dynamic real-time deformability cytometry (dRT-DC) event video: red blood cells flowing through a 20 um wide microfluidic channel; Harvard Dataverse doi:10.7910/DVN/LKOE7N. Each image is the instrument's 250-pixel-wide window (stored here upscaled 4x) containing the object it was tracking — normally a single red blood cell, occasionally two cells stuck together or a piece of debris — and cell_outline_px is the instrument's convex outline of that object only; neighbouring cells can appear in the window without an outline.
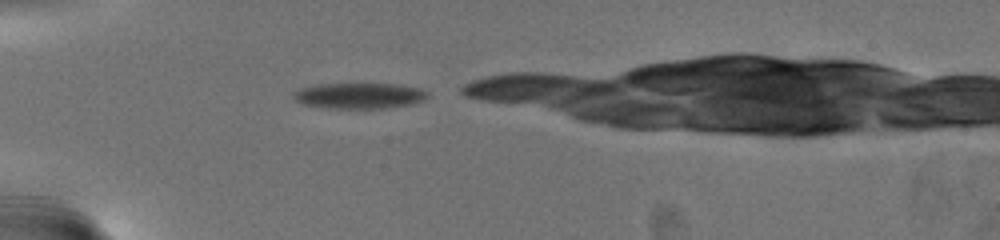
{"species": "common noctule bat (a hibernating species)", "species_latin": "Nyctalus noctula", "temperature_condition": "warm", "stored_images_in_passage": 38, "camera_frame_rate_fps": 3000, "um_per_image_px": 0.085, "animal": {"sex": "female", "body_mass_g": 19.5, "forearm_length_mm": 54.1}, "frame": {"image": 1, "passage_image": 1, "time_ms": 0.0, "image_size_px": [1000, 240], "cell_outline_px": [[428, 96], [424, 100], [412, 104], [388, 108], [328, 108], [300, 104], [292, 96], [292, 92], [300, 88], [320, 84], [396, 84], [420, 88], [428, 92]], "centroid_in_image_um": [30.53, 8.14], "position_along_channel_um": 54.5, "area_um2": 20.23}}
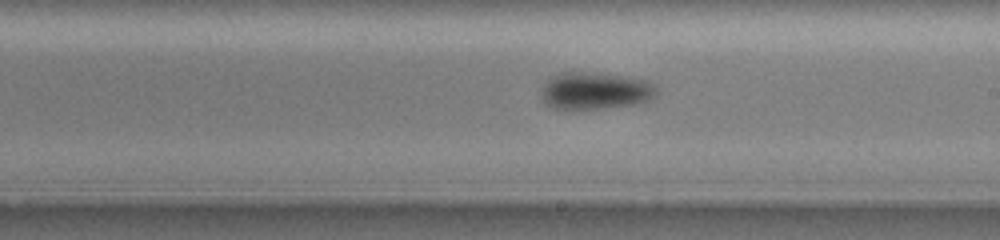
{"frame": {"image": 2, "passage_image": 21, "time_ms": 6.667, "image_size_px": [1000, 240], "cell_outline_px": [[656, 96], [648, 100], [636, 104], [604, 108], [552, 108], [544, 104], [540, 96], [540, 88], [552, 76], [564, 72], [592, 72], [648, 80], [656, 88]], "centroid_in_image_um": [50.55, 7.71], "position_along_channel_um": 238.5, "area_um2": 24.91}}
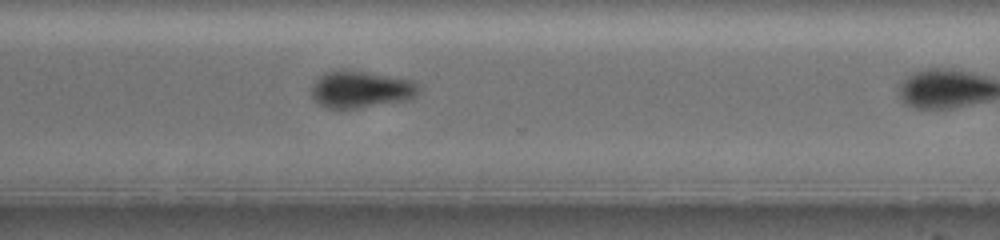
{"frame": {"image": 3, "passage_image": 31, "time_ms": 10.0, "image_size_px": [1000, 240], "cell_outline_px": [[420, 92], [408, 100], [356, 108], [328, 108], [312, 100], [312, 84], [320, 76], [328, 72], [352, 68], [412, 80], [420, 88]], "centroid_in_image_um": [30.67, 7.58], "position_along_channel_um": 339.9, "area_um2": 23.29}}